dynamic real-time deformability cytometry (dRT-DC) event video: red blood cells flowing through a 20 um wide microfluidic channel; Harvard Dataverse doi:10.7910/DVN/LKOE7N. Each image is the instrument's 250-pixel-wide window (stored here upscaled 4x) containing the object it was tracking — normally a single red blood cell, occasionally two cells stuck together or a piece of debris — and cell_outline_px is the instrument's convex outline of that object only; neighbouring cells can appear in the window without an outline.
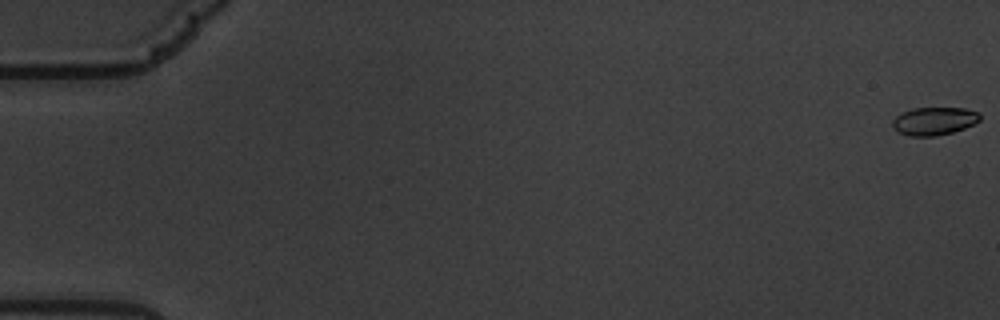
{"species": "common noctule bat (a hibernating species)", "species_latin": "Nyctalus noctula", "temperature_condition": "warm", "stored_images_in_passage": 61, "camera_frame_rate_fps": 3000, "um_per_image_px": 0.085, "animal": {"sex": "male", "body_mass_g": 19.5, "forearm_length_mm": 54.6}, "frame": {"image": 1, "passage_image": 1, "time_ms": 0.0, "image_size_px": [1000, 320], "cell_outline_px": [[980, 120], [964, 128], [952, 132], [936, 136], [908, 136], [892, 128], [892, 120], [896, 116], [912, 108], [964, 108], [980, 112]], "centroid_in_image_um": [79.39, 10.29], "position_along_channel_um": 5.6, "area_um2": 14.22}}
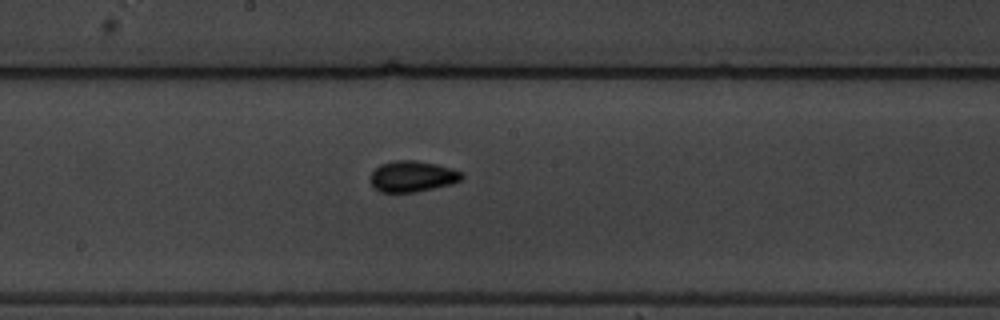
{"frame": {"image": 2, "passage_image": 34, "time_ms": 11.0, "image_size_px": [1000, 320], "cell_outline_px": [[464, 176], [460, 180], [452, 184], [416, 192], [380, 192], [372, 184], [372, 172], [380, 164], [392, 160], [416, 160], [436, 164], [452, 168], [460, 172]], "centroid_in_image_um": [35.07, 14.98], "position_along_channel_um": 213.1, "area_um2": 16.42}}
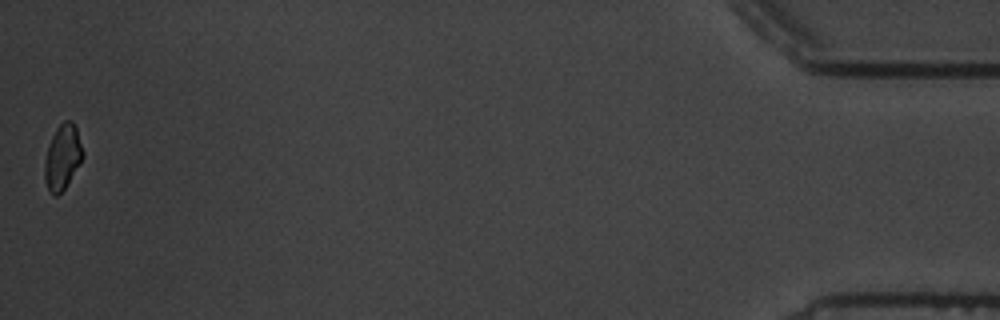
{"frame": {"image": 3, "passage_image": 61, "time_ms": 20.0, "image_size_px": [1000, 320], "cell_outline_px": [[84, 156], [64, 188], [56, 196], [52, 196], [44, 180], [44, 160], [52, 136], [56, 128], [64, 120], [72, 120], [76, 128], [84, 152]], "centroid_in_image_um": [5.3, 13.34], "position_along_channel_um": 429.9, "area_um2": 14.33}, "authors_computed_cell_mechanics": {"area_um2": 15.4326, "velocity_mm_per_s": 3.4064, "shape_relaxation_time_tau1_ms": 6.1833, "shape_relaxation_time_tau2_ms": 1.0957, "deformation_change_tau1": 0.1023, "deformation_change_tau2": 0.0568}}